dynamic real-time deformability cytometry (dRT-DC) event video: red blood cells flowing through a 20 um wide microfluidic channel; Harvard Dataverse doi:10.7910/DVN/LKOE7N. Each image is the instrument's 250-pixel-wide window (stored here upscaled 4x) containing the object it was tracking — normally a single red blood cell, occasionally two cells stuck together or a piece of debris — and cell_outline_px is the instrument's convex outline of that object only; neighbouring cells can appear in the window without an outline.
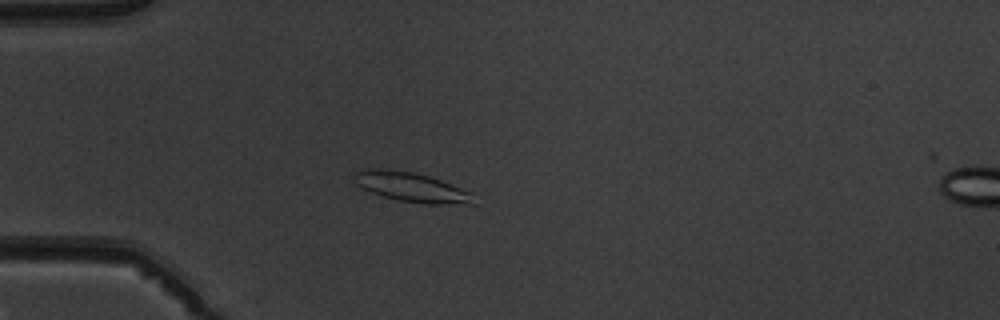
{"species": "common noctule bat (a hibernating species)", "species_latin": "Nyctalus noctula", "temperature_condition": "warm", "stored_images_in_passage": 6, "camera_frame_rate_fps": 3000, "um_per_image_px": 0.085, "animal": {"sex": "male", "body_mass_g": 19.5, "forearm_length_mm": 54.6}, "frame": {"image": 1, "passage_image": 5, "time_ms": 4.667, "image_size_px": [1000, 320], "cell_outline_px": [[476, 204], [420, 204], [400, 200], [384, 196], [372, 192], [356, 184], [352, 172], [364, 168], [388, 168], [412, 172], [428, 176], [440, 180], [472, 192]], "centroid_in_image_um": [34.96, 15.89], "position_along_channel_um": 50.0, "area_um2": 20.69}}